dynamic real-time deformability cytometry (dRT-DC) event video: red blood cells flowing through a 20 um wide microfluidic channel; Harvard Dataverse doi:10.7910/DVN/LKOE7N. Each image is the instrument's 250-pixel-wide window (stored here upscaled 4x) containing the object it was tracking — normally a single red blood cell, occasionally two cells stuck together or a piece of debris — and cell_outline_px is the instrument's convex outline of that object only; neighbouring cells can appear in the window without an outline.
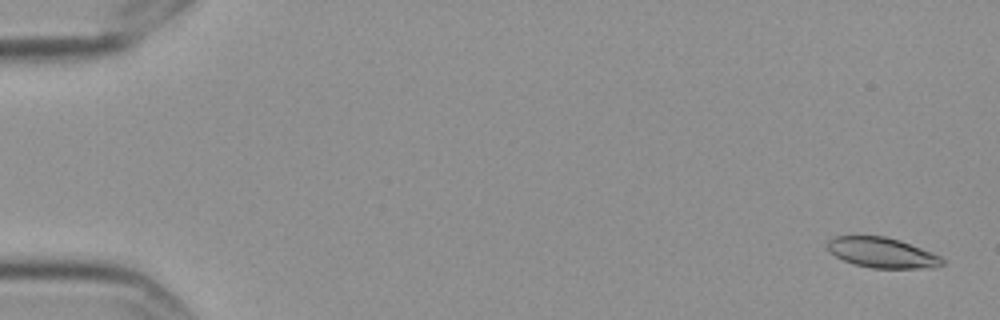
{"species": "Egyptian fruit bat (a non-hibernating species)", "species_latin": "Rousettus aegyptiacus", "temperature_condition": "cold", "stored_images_in_passage": 59, "segment_of_instrument_passage": [1, 2], "camera_frame_rate_fps": 3000, "um_per_image_px": 0.085, "frame": {"image": 1, "passage_image": 2, "time_ms": 0.333, "image_size_px": [1000, 320], "cell_outline_px": [[944, 264], [936, 268], [872, 268], [852, 264], [828, 252], [828, 240], [836, 236], [884, 236], [900, 240], [932, 252], [940, 256], [944, 260]], "centroid_in_image_um": [75.0, 21.49], "position_along_channel_um": 10.0, "area_um2": 20.35}}
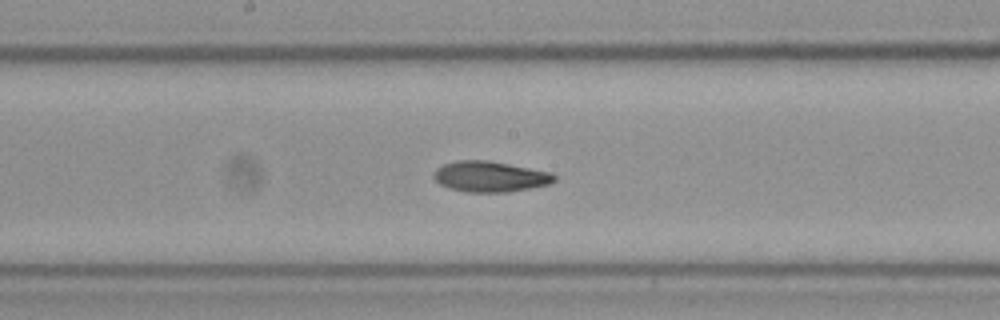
{"frame": {"image": 2, "passage_image": 31, "time_ms": 10.0, "image_size_px": [1000, 320], "cell_outline_px": [[556, 180], [552, 184], [532, 188], [508, 192], [468, 192], [448, 188], [440, 184], [432, 176], [432, 172], [436, 168], [444, 164], [456, 160], [484, 160], [508, 164], [552, 172], [556, 176]], "centroid_in_image_um": [41.66, 15.01], "position_along_channel_um": 206.5, "area_um2": 21.73}}
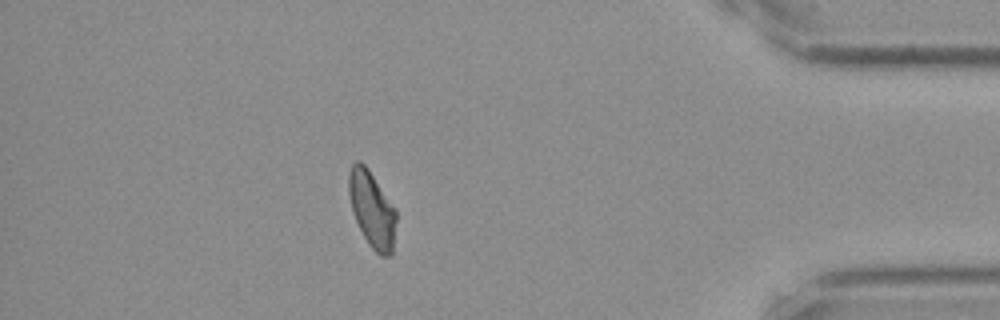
{"frame": {"image": 3, "passage_image": 51, "time_ms": 16.667, "image_size_px": [1000, 320], "cell_outline_px": [[396, 220], [392, 256], [380, 256], [368, 244], [356, 220], [352, 208], [348, 192], [348, 176], [352, 164], [356, 160], [360, 160], [368, 168], [396, 208]], "centroid_in_image_um": [31.63, 17.78], "position_along_channel_um": 403.6, "area_um2": 21.1}}